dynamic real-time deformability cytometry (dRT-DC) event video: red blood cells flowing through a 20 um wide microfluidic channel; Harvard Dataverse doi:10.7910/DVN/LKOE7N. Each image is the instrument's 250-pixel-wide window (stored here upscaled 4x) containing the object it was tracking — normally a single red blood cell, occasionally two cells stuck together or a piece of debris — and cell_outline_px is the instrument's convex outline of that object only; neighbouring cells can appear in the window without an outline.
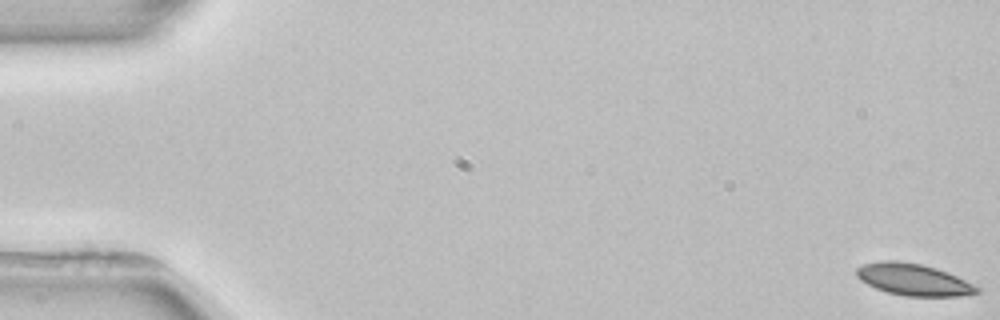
{"species": "common noctule bat (a hibernating species)", "species_latin": "Nyctalus noctula", "temperature_condition": "room temperature", "stored_images_in_passage": 4, "camera_frame_rate_fps": 3000, "um_per_image_px": 0.085, "animal": {"sex": "female", "body_mass_g": 22.7, "forearm_length_mm": 54.2}, "frame": {"image": 1, "passage_image": 1, "time_ms": 0.0, "image_size_px": [1000, 320], "cell_outline_px": [[980, 292], [960, 296], [904, 296], [888, 292], [876, 288], [860, 280], [856, 276], [856, 268], [864, 264], [880, 260], [896, 260], [920, 264], [936, 268], [948, 272], [980, 288]], "centroid_in_image_um": [77.62, 23.76], "position_along_channel_um": 7.4, "area_um2": 22.2}}